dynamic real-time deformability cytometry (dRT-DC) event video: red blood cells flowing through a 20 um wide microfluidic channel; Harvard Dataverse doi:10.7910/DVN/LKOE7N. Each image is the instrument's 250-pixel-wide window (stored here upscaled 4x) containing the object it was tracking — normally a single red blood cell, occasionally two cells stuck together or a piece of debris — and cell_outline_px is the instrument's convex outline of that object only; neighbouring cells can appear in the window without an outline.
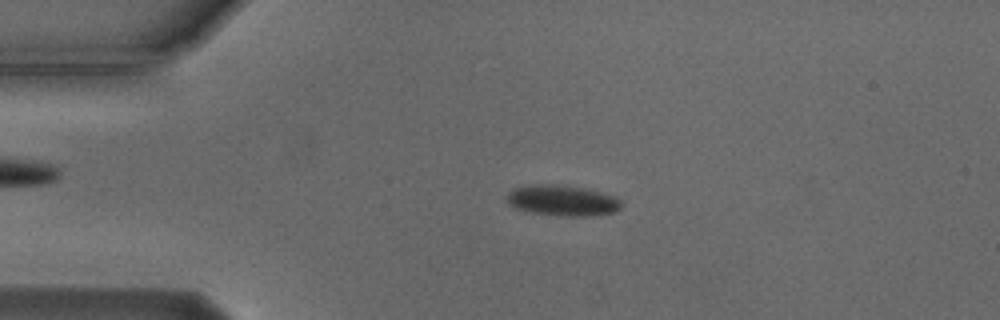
{"species": "Egyptian fruit bat (a non-hibernating species)", "species_latin": "Rousettus aegyptiacus", "temperature_condition": "cold", "stored_images_in_passage": 55, "camera_frame_rate_fps": 3000, "um_per_image_px": 0.085, "animal": {"sex": "male"}, "frame": {"image": 1, "passage_image": 12, "time_ms": 3.667, "image_size_px": [1000, 320], "cell_outline_px": [[620, 208], [612, 212], [588, 216], [560, 216], [532, 212], [512, 208], [508, 204], [504, 196], [512, 188], [528, 184], [552, 184], [580, 188], [612, 196], [620, 200]], "centroid_in_image_um": [47.65, 17.04], "position_along_channel_um": 37.3, "area_um2": 20.35}}
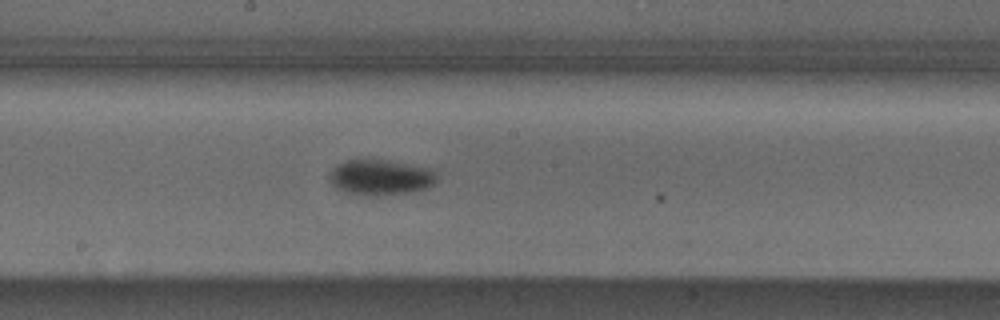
{"frame": {"image": 2, "passage_image": 29, "time_ms": 9.333, "image_size_px": [1000, 320], "cell_outline_px": [[436, 180], [428, 188], [416, 192], [380, 196], [368, 196], [344, 192], [336, 188], [328, 180], [328, 176], [332, 168], [336, 164], [348, 160], [388, 160], [432, 168], [436, 172]], "centroid_in_image_um": [32.34, 15.09], "position_along_channel_um": 215.9, "area_um2": 22.72}}
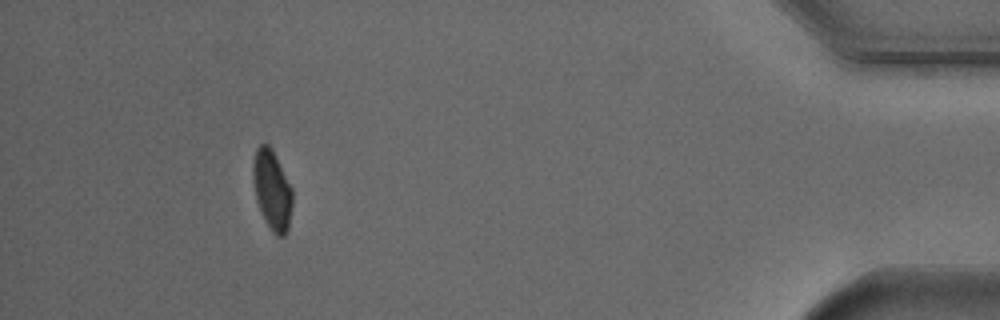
{"frame": {"image": 3, "passage_image": 50, "time_ms": 16.333, "image_size_px": [1000, 320], "cell_outline_px": [[292, 204], [288, 228], [284, 236], [276, 236], [272, 232], [264, 220], [256, 200], [252, 176], [252, 168], [256, 148], [260, 144], [268, 144], [272, 148], [292, 188]], "centroid_in_image_um": [23.11, 16.15], "position_along_channel_um": 412.1, "area_um2": 18.38}, "authors_computed_cell_mechanics": {"area_um2": 19.5942, "velocity_mm_per_s": 3.7323, "shape_relaxation_time_tau1_ms": 3.6008, "shape_relaxation_time_tau2_ms": null, "deformation_change_tau1": 0.0915, "deformation_change_tau2": null}}